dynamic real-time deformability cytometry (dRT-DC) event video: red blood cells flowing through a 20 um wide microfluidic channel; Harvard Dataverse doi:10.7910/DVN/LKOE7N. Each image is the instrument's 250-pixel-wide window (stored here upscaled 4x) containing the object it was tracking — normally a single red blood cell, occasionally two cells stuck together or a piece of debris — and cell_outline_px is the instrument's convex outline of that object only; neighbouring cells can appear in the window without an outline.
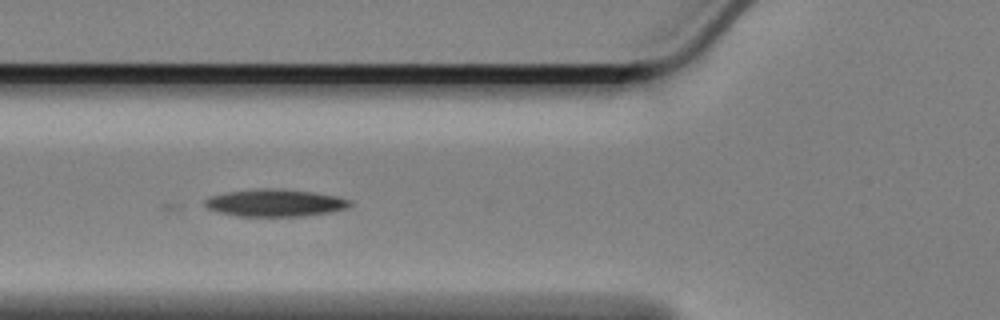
{"species": "Egyptian fruit bat (a non-hibernating species)", "species_latin": "Rousettus aegyptiacus", "temperature_condition": "cold", "stored_images_in_passage": 45, "camera_frame_rate_fps": 3000, "um_per_image_px": 0.085, "animal": {"sex": "female"}, "frame": {"image": 1, "passage_image": 12, "time_ms": 3.667, "image_size_px": [1000, 320], "cell_outline_px": [[352, 204], [348, 208], [332, 212], [300, 216], [236, 216], [216, 212], [208, 208], [204, 204], [204, 200], [208, 196], [228, 192], [260, 188], [272, 188], [312, 192], [336, 196], [352, 200]], "centroid_in_image_um": [23.37, 17.25], "position_along_channel_um": 102.4, "area_um2": 23.18}}
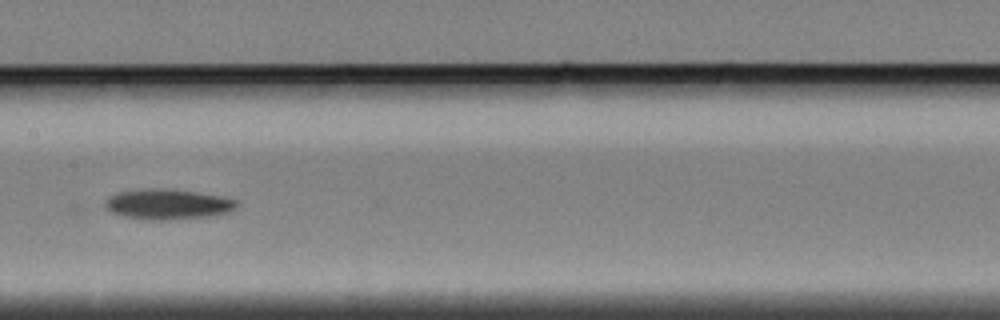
{"frame": {"image": 2, "passage_image": 20, "time_ms": 6.333, "image_size_px": [1000, 320], "cell_outline_px": [[240, 204], [236, 208], [228, 212], [208, 216], [168, 220], [152, 220], [120, 216], [104, 208], [104, 200], [108, 196], [120, 192], [140, 188], [172, 188], [220, 196], [236, 200]], "centroid_in_image_um": [14.21, 17.35], "position_along_channel_um": 193.2, "area_um2": 23.58}}
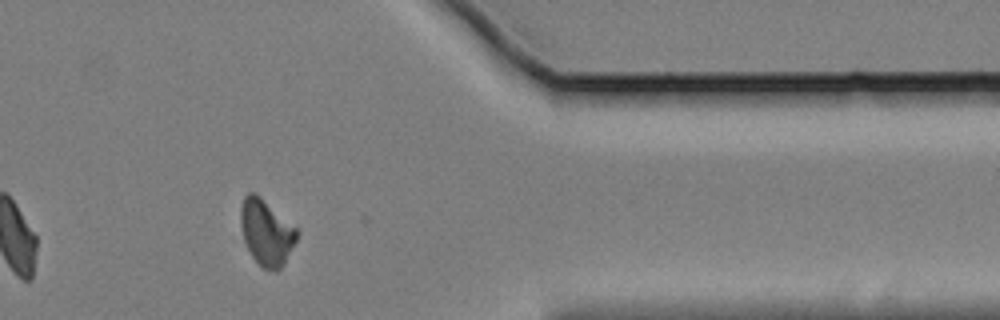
{"frame": {"image": 3, "passage_image": 39, "time_ms": 12.667, "image_size_px": [1000, 320], "cell_outline_px": [[296, 240], [284, 264], [276, 272], [272, 272], [260, 268], [252, 256], [244, 240], [240, 224], [240, 208], [244, 196], [248, 192], [256, 192], [296, 228]], "centroid_in_image_um": [22.61, 19.77], "position_along_channel_um": 388.8, "area_um2": 21.56}}